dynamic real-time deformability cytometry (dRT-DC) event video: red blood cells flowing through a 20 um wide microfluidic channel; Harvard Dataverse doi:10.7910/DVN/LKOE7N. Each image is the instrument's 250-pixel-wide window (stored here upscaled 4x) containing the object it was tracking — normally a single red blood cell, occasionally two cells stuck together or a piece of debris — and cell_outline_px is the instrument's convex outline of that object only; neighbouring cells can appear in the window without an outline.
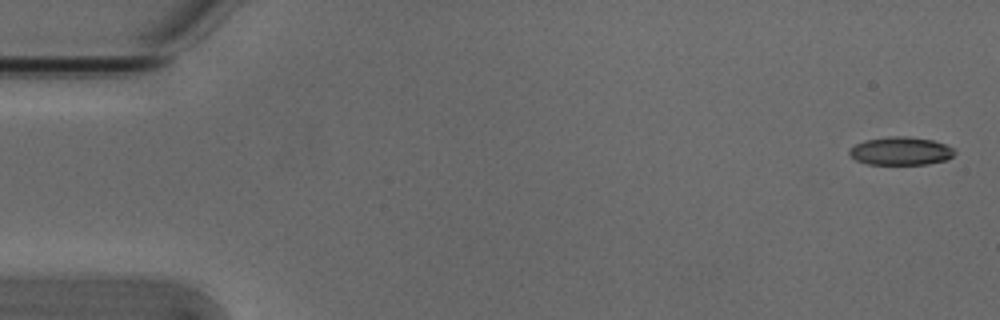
{"species": "Egyptian fruit bat (a non-hibernating species)", "species_latin": "Rousettus aegyptiacus", "temperature_condition": "cold", "stored_images_in_passage": 2, "segment_of_instrument_passage": [2, 2], "camera_frame_rate_fps": 3000, "um_per_image_px": 0.085, "animal": {"sex": "male"}, "frame": {"image": 1, "passage_image": 2, "time_ms": 0.333, "image_size_px": [1000, 320], "cell_outline_px": [[956, 152], [948, 160], [928, 164], [868, 164], [856, 160], [848, 152], [856, 144], [864, 140], [888, 136], [908, 136], [932, 140], [944, 144], [952, 148]], "centroid_in_image_um": [76.58, 12.83], "position_along_channel_um": 8.4, "area_um2": 17.22}}